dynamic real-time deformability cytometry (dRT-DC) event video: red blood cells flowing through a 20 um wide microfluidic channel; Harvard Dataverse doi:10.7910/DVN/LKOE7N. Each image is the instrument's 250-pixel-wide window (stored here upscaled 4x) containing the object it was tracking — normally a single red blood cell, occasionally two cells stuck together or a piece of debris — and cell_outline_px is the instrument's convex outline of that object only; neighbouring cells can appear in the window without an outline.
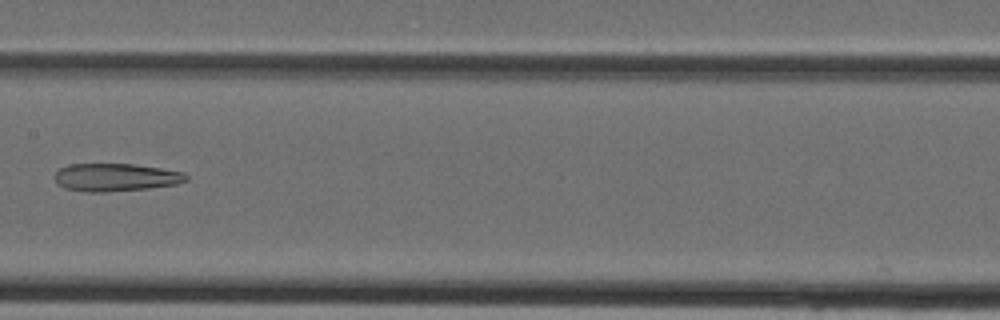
{"species": "Egyptian fruit bat (a non-hibernating species)", "species_latin": "Rousettus aegyptiacus", "temperature_condition": "cold", "stored_images_in_passage": 38, "camera_frame_rate_fps": 3000, "um_per_image_px": 0.085, "animal": {"sex": "female"}, "frame": {"image": 1, "passage_image": 19, "time_ms": 6.0, "image_size_px": [1000, 320], "cell_outline_px": [[188, 180], [176, 184], [148, 188], [108, 192], [88, 192], [64, 188], [56, 184], [52, 176], [60, 168], [72, 164], [132, 164], [160, 168], [184, 172], [188, 176]], "centroid_in_image_um": [9.79, 15.08], "position_along_channel_um": 197.6, "area_um2": 21.44}}
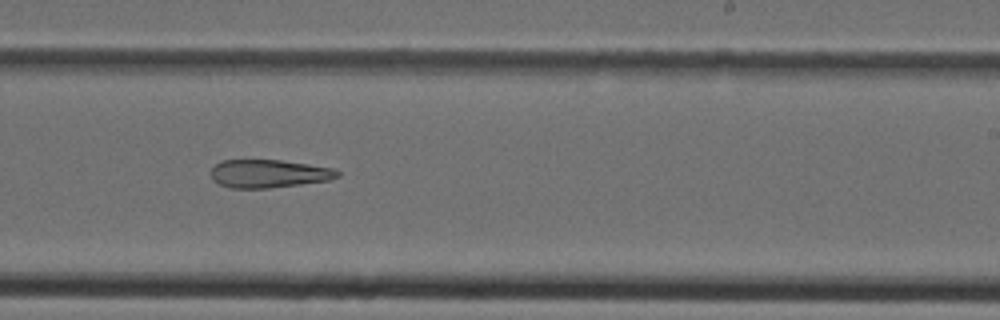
{"frame": {"image": 2, "passage_image": 23, "time_ms": 7.333, "image_size_px": [1000, 320], "cell_outline_px": [[340, 176], [328, 180], [300, 184], [268, 188], [228, 188], [212, 180], [212, 168], [220, 160], [280, 160], [308, 164], [332, 168], [340, 172]], "centroid_in_image_um": [22.82, 14.76], "position_along_channel_um": 266.2, "area_um2": 20.63}}
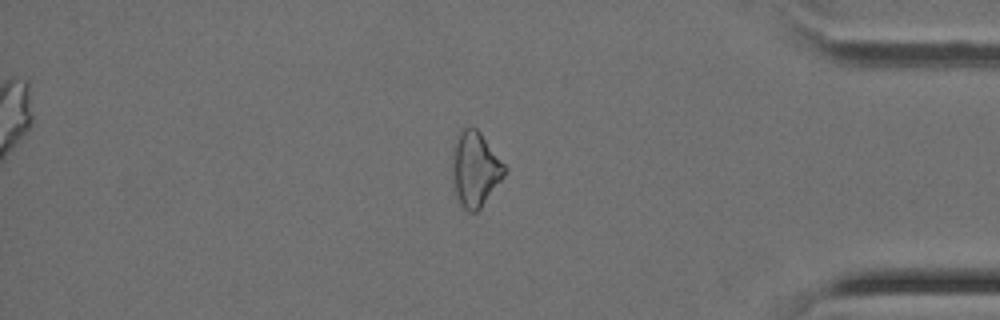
{"frame": {"image": 3, "passage_image": 32, "time_ms": 10.333, "image_size_px": [1000, 320], "cell_outline_px": [[508, 168], [504, 176], [480, 208], [476, 212], [468, 212], [460, 204], [456, 196], [452, 184], [452, 148], [460, 128], [476, 128], [480, 132]], "centroid_in_image_um": [40.36, 14.37], "position_along_channel_um": 394.8, "area_um2": 23.0}}